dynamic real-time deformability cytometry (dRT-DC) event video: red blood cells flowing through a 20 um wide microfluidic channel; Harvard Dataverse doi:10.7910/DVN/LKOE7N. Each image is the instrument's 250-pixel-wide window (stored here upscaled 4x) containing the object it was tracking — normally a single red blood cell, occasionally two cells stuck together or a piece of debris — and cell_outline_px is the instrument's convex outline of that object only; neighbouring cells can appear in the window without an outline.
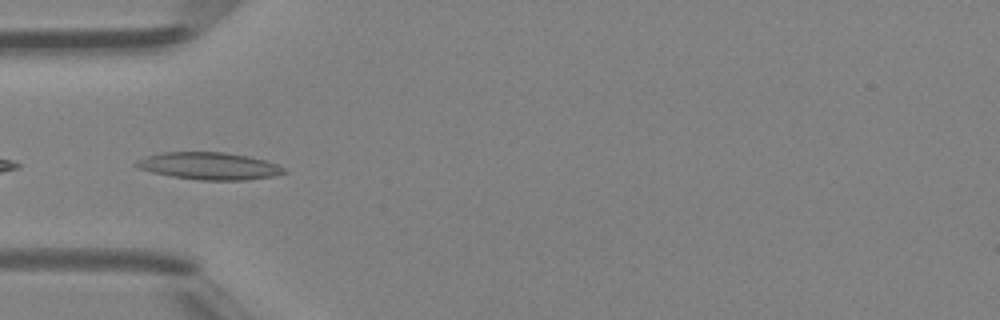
{"species": "Egyptian fruit bat (a non-hibernating species)", "species_latin": "Rousettus aegyptiacus", "temperature_condition": "room temperature", "stored_images_in_passage": 46, "camera_frame_rate_fps": 3000, "um_per_image_px": 0.085, "animal": {"sex": "female"}, "frame": {"image": 1, "passage_image": 15, "time_ms": 4.667, "image_size_px": [1000, 320], "cell_outline_px": [[288, 172], [272, 176], [244, 180], [200, 180], [172, 176], [152, 172], [140, 168], [132, 164], [136, 160], [144, 156], [160, 152], [224, 152], [248, 156], [264, 160], [276, 164], [284, 168]], "centroid_in_image_um": [17.74, 14.1], "position_along_channel_um": 67.3, "area_um2": 23.41}}
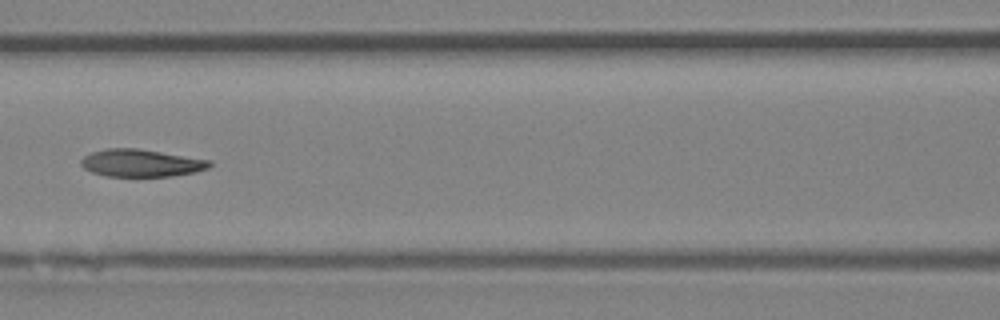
{"frame": {"image": 2, "passage_image": 21, "time_ms": 6.667, "image_size_px": [1000, 320], "cell_outline_px": [[212, 164], [208, 168], [196, 172], [172, 176], [108, 176], [92, 172], [84, 168], [80, 164], [80, 160], [84, 156], [92, 152], [108, 148], [136, 148], [212, 160]], "centroid_in_image_um": [12.01, 13.85], "position_along_channel_um": 154.6, "area_um2": 20.52}}
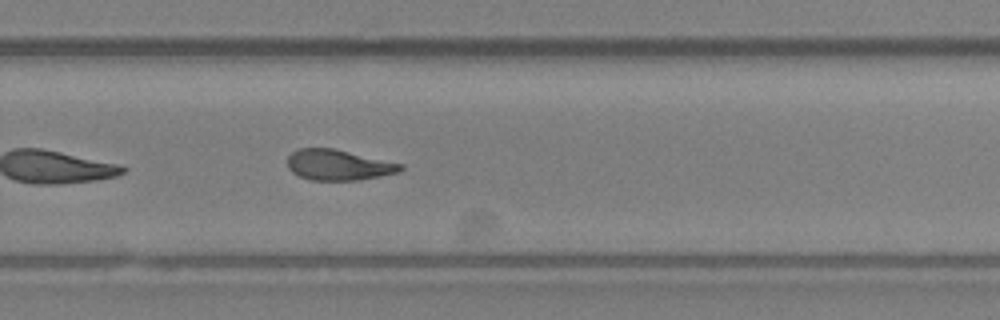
{"frame": {"image": 3, "passage_image": 31, "time_ms": 10.0, "image_size_px": [1000, 320], "cell_outline_px": [[404, 168], [396, 172], [380, 176], [356, 180], [312, 180], [300, 176], [292, 172], [288, 168], [288, 156], [296, 148], [332, 148], [404, 164]], "centroid_in_image_um": [28.74, 14.01], "position_along_channel_um": 301.1, "area_um2": 20.0}, "authors_computed_cell_mechanics": {"area_um2": 22.7732, "velocity_mm_per_s": 4.4144, "shape_relaxation_time_tau1_ms": 9.1451, "shape_relaxation_time_tau2_ms": 4.4966, "deformation_change_tau1": 0.2173, "deformation_change_tau2": 0.1197}}